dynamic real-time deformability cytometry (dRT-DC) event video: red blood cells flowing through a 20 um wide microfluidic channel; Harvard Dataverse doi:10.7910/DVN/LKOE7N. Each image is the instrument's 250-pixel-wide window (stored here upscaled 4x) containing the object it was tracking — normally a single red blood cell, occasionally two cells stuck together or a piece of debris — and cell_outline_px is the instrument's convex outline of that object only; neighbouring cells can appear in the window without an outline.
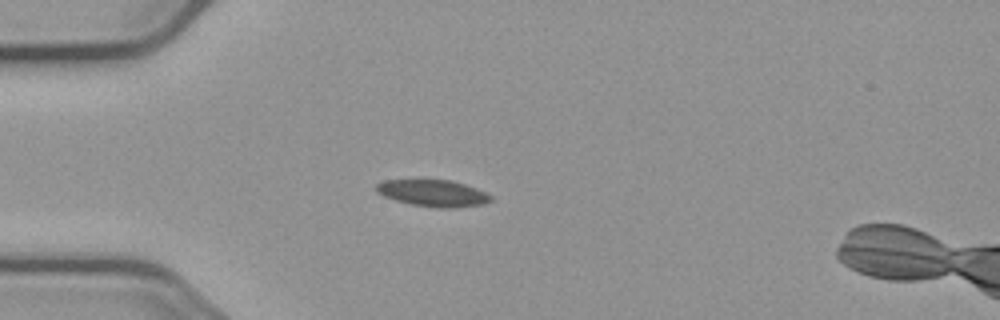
{"species": "common noctule bat (a hibernating species)", "species_latin": "Nyctalus noctula", "temperature_condition": "cold", "stored_images_in_passage": 4, "camera_frame_rate_fps": 3000, "um_per_image_px": 0.085, "animal": {"sex": "male", "body_mass_g": 23.1, "forearm_length_mm": 52.7}, "frame": {"image": 1, "passage_image": 4, "time_ms": 3.333, "image_size_px": [1000, 320], "cell_outline_px": [[492, 200], [484, 204], [452, 208], [436, 208], [412, 204], [396, 200], [384, 196], [376, 192], [376, 184], [384, 180], [452, 180], [476, 188], [492, 196]], "centroid_in_image_um": [36.81, 16.42], "position_along_channel_um": 48.2, "area_um2": 17.74}}